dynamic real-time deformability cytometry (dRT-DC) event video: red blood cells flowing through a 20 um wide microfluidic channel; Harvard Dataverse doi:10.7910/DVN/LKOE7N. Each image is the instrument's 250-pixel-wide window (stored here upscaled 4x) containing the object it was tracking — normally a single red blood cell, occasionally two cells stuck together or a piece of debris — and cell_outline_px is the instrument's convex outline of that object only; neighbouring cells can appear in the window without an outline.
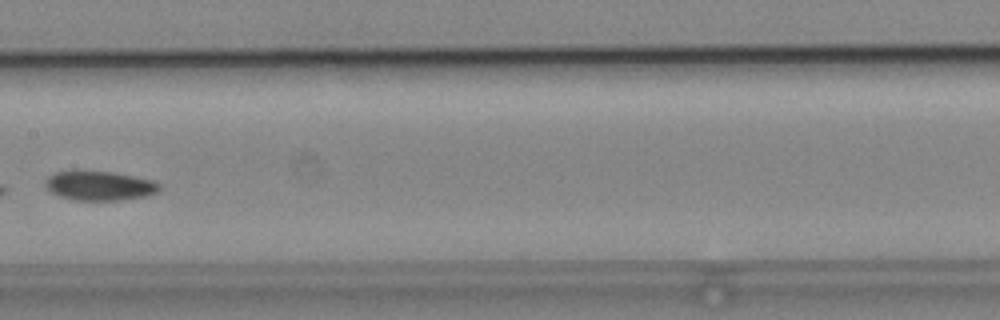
{"species": "common noctule bat (a hibernating species)", "species_latin": "Nyctalus noctula", "temperature_condition": "cold", "stored_images_in_passage": 8, "camera_frame_rate_fps": 3000, "um_per_image_px": 0.085, "animal": {"sex": "male", "body_mass_g": 19.2, "forearm_length_mm": 51.8}, "frame": {"image": 1, "passage_image": 7, "time_ms": 8.0, "image_size_px": [1000, 320], "cell_outline_px": [[160, 188], [156, 192], [148, 196], [120, 200], [76, 200], [60, 196], [52, 192], [44, 184], [44, 180], [48, 176], [56, 172], [112, 172], [152, 180], [160, 184]], "centroid_in_image_um": [8.47, 15.8], "position_along_channel_um": 198.9, "area_um2": 19.13}}
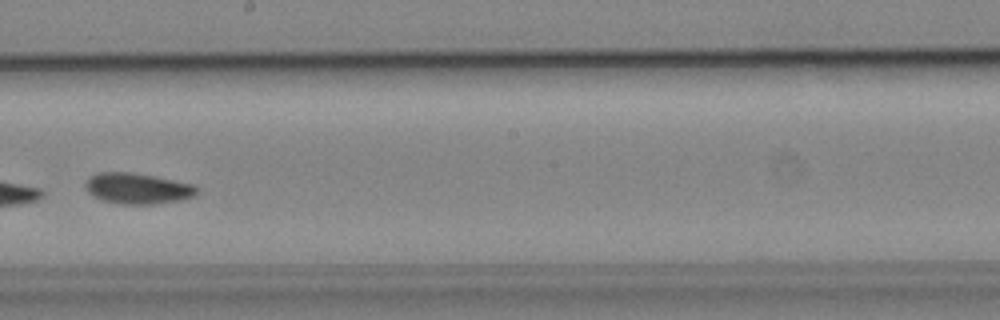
{"frame": {"image": 2, "passage_image": 8, "time_ms": 9.0, "image_size_px": [1000, 320], "cell_outline_px": [[200, 192], [196, 196], [180, 200], [152, 204], [120, 204], [100, 200], [92, 196], [88, 192], [84, 184], [88, 176], [96, 172], [128, 172], [156, 176], [192, 184], [200, 188]], "centroid_in_image_um": [11.68, 16.01], "position_along_channel_um": 236.5, "area_um2": 20.4}}